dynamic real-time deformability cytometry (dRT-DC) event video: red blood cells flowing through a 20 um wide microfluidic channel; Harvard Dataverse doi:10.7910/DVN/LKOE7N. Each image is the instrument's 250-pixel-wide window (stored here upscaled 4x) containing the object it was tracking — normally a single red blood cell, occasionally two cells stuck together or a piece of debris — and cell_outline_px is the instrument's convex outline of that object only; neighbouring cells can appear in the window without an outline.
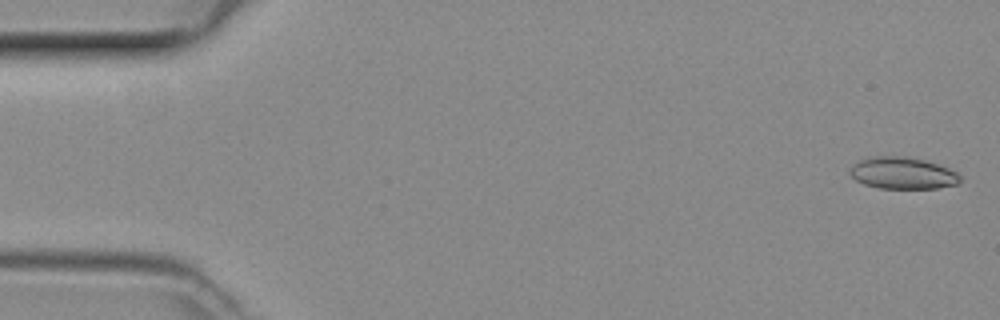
{"species": "common noctule bat (a hibernating species)", "species_latin": "Nyctalus noctula", "temperature_condition": "room temperature", "stored_images_in_passage": 13, "camera_frame_rate_fps": 3000, "um_per_image_px": 0.085, "animal": {"sex": "female", "body_mass_g": 29.2, "forearm_length_mm": 56.3}, "frame": {"image": 1, "passage_image": 1, "time_ms": 0.0, "image_size_px": [1000, 320], "cell_outline_px": [[960, 180], [956, 184], [936, 188], [880, 188], [864, 184], [856, 180], [848, 172], [848, 168], [852, 164], [868, 156], [908, 156], [924, 160], [948, 168], [956, 172], [960, 176]], "centroid_in_image_um": [76.66, 14.7], "position_along_channel_um": 8.3, "area_um2": 20.46}}
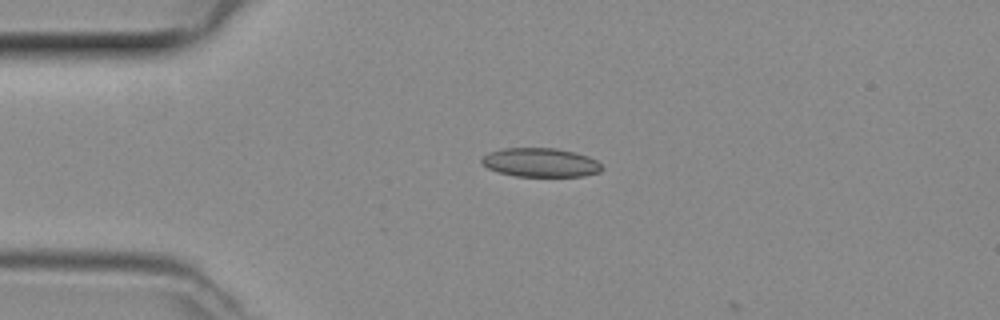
{"frame": {"image": 2, "passage_image": 11, "time_ms": 3.333, "image_size_px": [1000, 320], "cell_outline_px": [[604, 168], [600, 172], [584, 176], [516, 176], [500, 172], [488, 168], [480, 164], [480, 160], [488, 152], [504, 148], [556, 148], [588, 156], [596, 160]], "centroid_in_image_um": [45.93, 13.81], "position_along_channel_um": 39.1, "area_um2": 20.23}}